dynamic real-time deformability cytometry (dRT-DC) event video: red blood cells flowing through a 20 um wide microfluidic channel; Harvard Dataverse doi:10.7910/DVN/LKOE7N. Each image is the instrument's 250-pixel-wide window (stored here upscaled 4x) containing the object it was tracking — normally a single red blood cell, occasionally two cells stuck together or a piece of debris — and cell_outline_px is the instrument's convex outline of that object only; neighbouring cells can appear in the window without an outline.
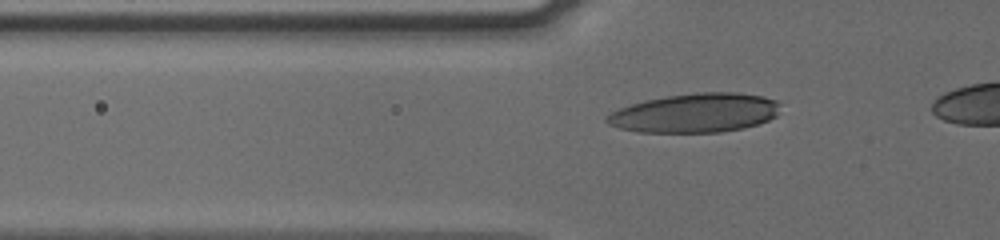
{"species": "human", "species_latin": "Homo sapiens", "temperature_condition": "cold", "stored_images_in_passage": 43, "camera_frame_rate_fps": 3000, "um_per_image_px": 0.085, "donor": {"sex": "male"}, "frame": {"image": 1, "passage_image": 14, "time_ms": 4.333, "image_size_px": [1000, 240], "cell_outline_px": [[780, 104], [776, 116], [768, 120], [744, 128], [720, 132], [640, 132], [620, 128], [608, 124], [604, 120], [604, 116], [620, 108], [632, 104], [648, 100], [668, 96], [696, 92], [736, 92], [764, 96], [776, 100]], "centroid_in_image_um": [59.1, 9.6], "position_along_channel_um": 66.7, "area_um2": 39.42}}
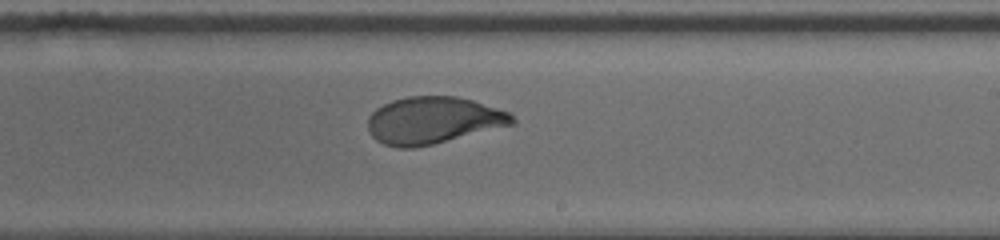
{"frame": {"image": 2, "passage_image": 29, "time_ms": 9.333, "image_size_px": [1000, 240], "cell_outline_px": [[516, 124], [432, 144], [412, 148], [400, 148], [384, 144], [376, 140], [372, 136], [368, 128], [368, 116], [376, 108], [392, 100], [408, 96], [456, 96], [472, 100], [508, 112], [516, 120]], "centroid_in_image_um": [36.8, 10.23], "position_along_channel_um": 252.2, "area_um2": 39.42}}
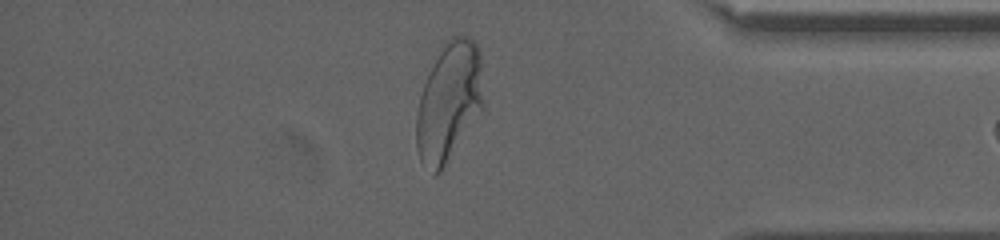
{"frame": {"image": 3, "passage_image": 42, "time_ms": 13.667, "image_size_px": [1000, 240], "cell_outline_px": [[484, 108], [440, 172], [436, 176], [432, 176], [420, 160], [416, 148], [416, 112], [420, 96], [428, 72], [444, 40], [452, 36], [468, 36], [476, 44], [480, 52], [484, 104]], "centroid_in_image_um": [38.15, 8.66], "position_along_channel_um": 397.0, "area_um2": 46.99}}